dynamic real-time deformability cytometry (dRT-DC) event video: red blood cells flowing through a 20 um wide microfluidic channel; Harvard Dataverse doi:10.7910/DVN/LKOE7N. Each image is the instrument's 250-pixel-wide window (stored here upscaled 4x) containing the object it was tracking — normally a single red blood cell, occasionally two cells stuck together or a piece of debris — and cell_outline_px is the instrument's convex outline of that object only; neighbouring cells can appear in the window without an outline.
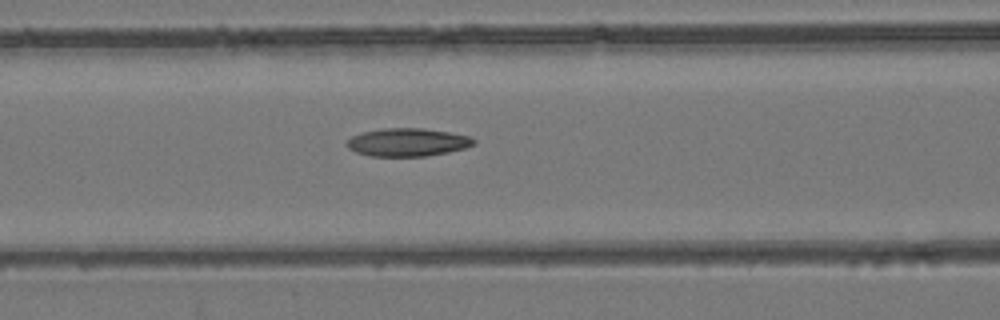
{"species": "common noctule bat (a hibernating species)", "species_latin": "Nyctalus noctula", "temperature_condition": "room temperature", "stored_images_in_passage": 8, "camera_frame_rate_fps": 3000, "um_per_image_px": 0.085, "animal": {"sex": "female", "body_mass_g": 24.6, "forearm_length_mm": 56.2}, "frame": {"image": 1, "passage_image": 8, "time_ms": 9.0, "image_size_px": [1000, 320], "cell_outline_px": [[476, 144], [464, 148], [448, 152], [424, 156], [368, 156], [356, 152], [348, 148], [344, 144], [344, 140], [352, 136], [364, 132], [384, 128], [424, 128], [472, 136], [476, 140]], "centroid_in_image_um": [34.62, 12.09], "position_along_channel_um": 132.0, "area_um2": 20.92}}